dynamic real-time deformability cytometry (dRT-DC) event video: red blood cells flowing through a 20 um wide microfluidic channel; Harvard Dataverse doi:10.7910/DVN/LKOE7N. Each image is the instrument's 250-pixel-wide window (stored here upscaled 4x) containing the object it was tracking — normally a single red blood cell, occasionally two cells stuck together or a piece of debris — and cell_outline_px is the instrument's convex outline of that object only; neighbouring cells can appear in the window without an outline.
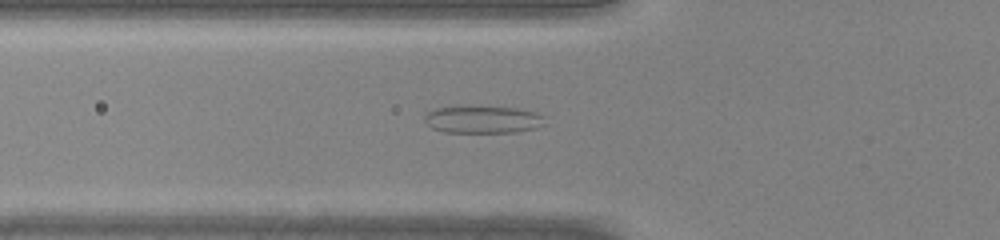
{"species": "common noctule bat (a hibernating species)", "species_latin": "Nyctalus noctula", "temperature_condition": "warm", "stored_images_in_passage": 31, "camera_frame_rate_fps": 3000, "um_per_image_px": 0.085, "animal": {"sex": "male", "body_mass_g": 20.0, "forearm_length_mm": 53.3}, "frame": {"image": 1, "passage_image": 3, "time_ms": 0.667, "image_size_px": [1000, 240], "cell_outline_px": [[544, 124], [536, 128], [516, 132], [444, 132], [432, 128], [424, 120], [424, 112], [436, 108], [516, 108], [536, 112], [544, 116]], "centroid_in_image_um": [41.04, 10.18], "position_along_channel_um": 84.8, "area_um2": 18.73}}
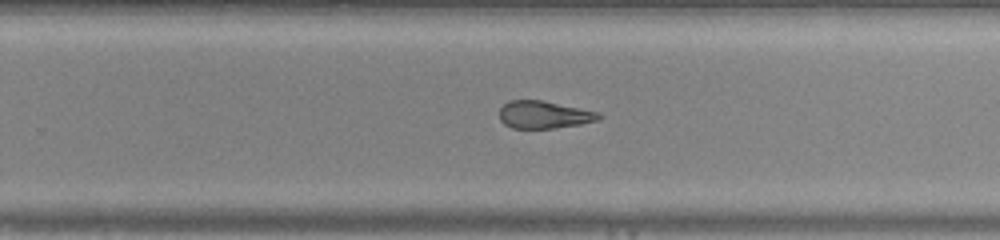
{"frame": {"image": 2, "passage_image": 16, "time_ms": 5.0, "image_size_px": [1000, 240], "cell_outline_px": [[604, 116], [600, 120], [580, 124], [552, 128], [512, 128], [504, 124], [500, 120], [500, 108], [508, 100], [540, 100], [600, 112]], "centroid_in_image_um": [46.26, 9.75], "position_along_channel_um": 283.5, "area_um2": 15.95}}
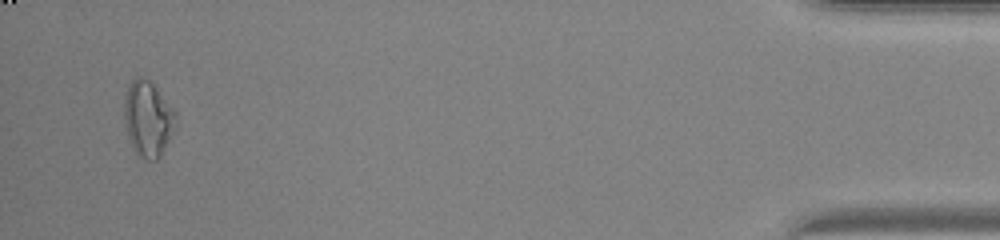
{"frame": {"image": 3, "passage_image": 30, "time_ms": 9.667, "image_size_px": [1000, 240], "cell_outline_px": [[176, 124], [160, 156], [156, 160], [148, 160], [140, 156], [136, 152], [128, 140], [124, 120], [124, 100], [128, 84], [136, 76], [140, 76], [148, 80], [156, 88], [176, 112]], "centroid_in_image_um": [12.54, 10.08], "position_along_channel_um": 422.7, "area_um2": 22.48}}